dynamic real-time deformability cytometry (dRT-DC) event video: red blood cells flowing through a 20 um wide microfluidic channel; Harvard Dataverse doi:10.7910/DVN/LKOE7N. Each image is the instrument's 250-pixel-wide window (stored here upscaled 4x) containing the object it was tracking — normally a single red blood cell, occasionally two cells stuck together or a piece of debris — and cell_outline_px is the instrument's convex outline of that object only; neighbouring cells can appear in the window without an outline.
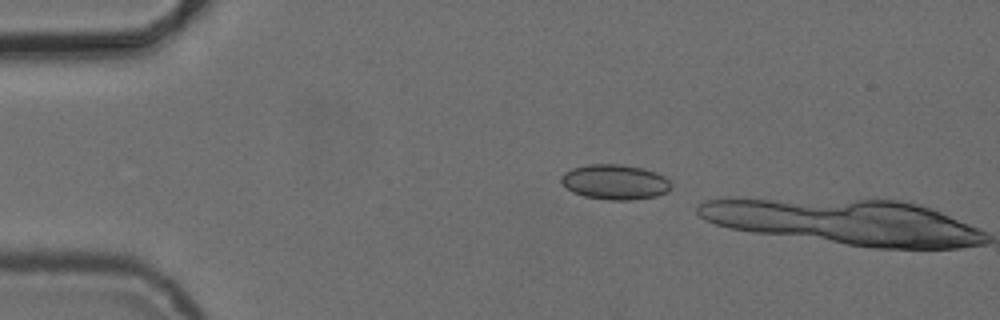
{"species": "common noctule bat (a hibernating species)", "species_latin": "Nyctalus noctula", "temperature_condition": "cold", "stored_images_in_passage": 2, "camera_frame_rate_fps": 3000, "um_per_image_px": 0.085, "animal": {"sex": "female", "body_mass_g": 24.6, "forearm_length_mm": 56.2}, "frame": {"image": 1, "passage_image": 1, "time_ms": 0.0, "image_size_px": [1000, 320], "cell_outline_px": [[672, 184], [668, 192], [656, 196], [632, 200], [608, 200], [584, 196], [572, 192], [560, 180], [560, 176], [564, 172], [572, 168], [588, 164], [620, 164], [644, 168], [656, 172], [664, 176]], "centroid_in_image_um": [52.28, 15.47], "position_along_channel_um": 32.7, "area_um2": 22.6}}